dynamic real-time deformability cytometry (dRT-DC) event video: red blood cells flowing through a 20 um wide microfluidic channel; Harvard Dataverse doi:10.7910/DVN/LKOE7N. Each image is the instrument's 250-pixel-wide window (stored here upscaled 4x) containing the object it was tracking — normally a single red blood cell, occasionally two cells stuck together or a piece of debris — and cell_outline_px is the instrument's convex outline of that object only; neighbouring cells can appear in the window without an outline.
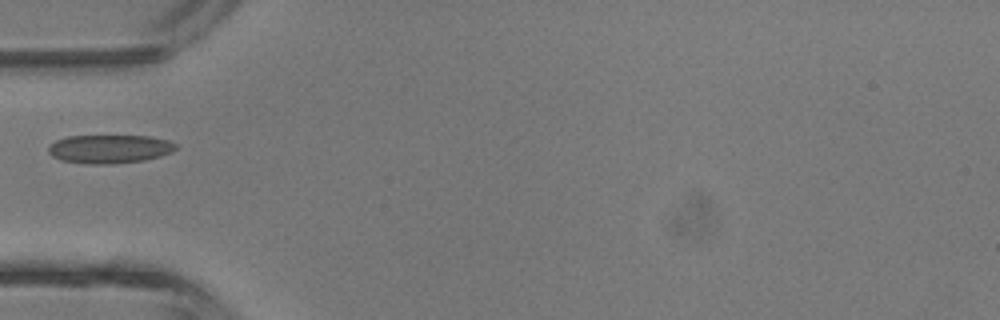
{"species": "common noctule bat (a hibernating species)", "species_latin": "Nyctalus noctula", "temperature_condition": "room temperature", "stored_images_in_passage": 5, "camera_frame_rate_fps": 3000, "um_per_image_px": 0.085, "animal": {"sex": "male", "body_mass_g": 13.3}, "frame": {"image": 1, "passage_image": 5, "time_ms": 4.667, "image_size_px": [1000, 320], "cell_outline_px": [[176, 148], [172, 152], [160, 156], [144, 160], [112, 164], [84, 164], [60, 160], [52, 156], [48, 152], [48, 148], [56, 140], [68, 136], [148, 136], [168, 140], [176, 144]], "centroid_in_image_um": [9.3, 12.67], "position_along_channel_um": 75.7, "area_um2": 21.21}}